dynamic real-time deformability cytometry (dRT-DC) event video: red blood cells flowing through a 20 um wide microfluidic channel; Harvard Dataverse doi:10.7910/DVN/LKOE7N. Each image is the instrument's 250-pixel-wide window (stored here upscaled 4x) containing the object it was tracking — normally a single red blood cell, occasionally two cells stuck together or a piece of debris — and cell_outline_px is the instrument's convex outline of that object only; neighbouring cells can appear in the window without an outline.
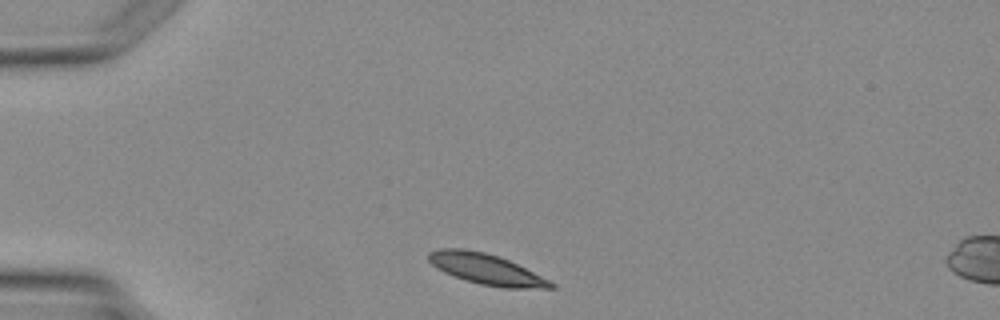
{"species": "Egyptian fruit bat (a non-hibernating species)", "species_latin": "Rousettus aegyptiacus", "temperature_condition": "warm", "stored_images_in_passage": 2, "camera_frame_rate_fps": 3000, "um_per_image_px": 0.085, "animal": {"sex": "female"}, "frame": {"image": 1, "passage_image": 1, "time_ms": 0.0, "image_size_px": [1000, 320], "cell_outline_px": [[556, 288], [504, 288], [480, 284], [464, 280], [444, 272], [436, 268], [428, 260], [428, 252], [440, 248], [464, 248], [484, 252], [508, 260], [556, 284]], "centroid_in_image_um": [41.28, 22.88], "position_along_channel_um": 43.7, "area_um2": 21.62}}